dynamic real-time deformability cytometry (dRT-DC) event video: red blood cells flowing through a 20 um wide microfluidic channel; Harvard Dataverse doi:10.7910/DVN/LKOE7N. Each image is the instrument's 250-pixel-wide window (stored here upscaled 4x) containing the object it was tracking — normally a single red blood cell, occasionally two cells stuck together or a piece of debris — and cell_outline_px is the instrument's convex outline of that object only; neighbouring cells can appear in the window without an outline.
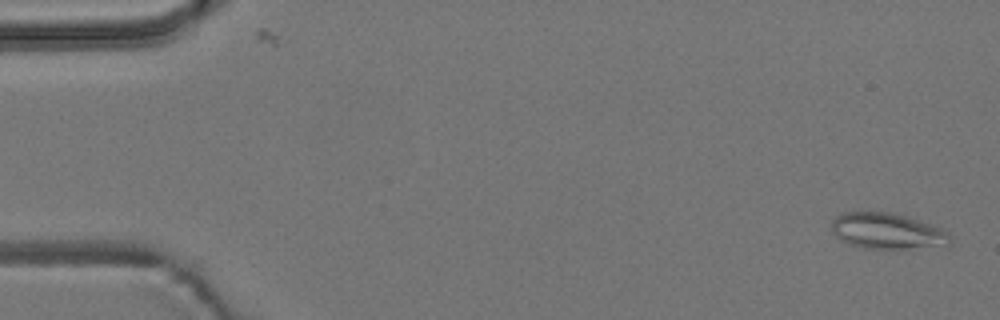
{"species": "common noctule bat (a hibernating species)", "species_latin": "Nyctalus noctula", "temperature_condition": "room temperature", "stored_images_in_passage": 5, "camera_frame_rate_fps": 3000, "um_per_image_px": 0.085, "animal": {"sex": "male", "body_mass_g": 19.2, "forearm_length_mm": 51.8}, "frame": {"image": 1, "passage_image": 1, "time_ms": 0.0, "image_size_px": [1000, 320], "cell_outline_px": [[952, 240], [948, 248], [864, 248], [848, 244], [840, 240], [832, 232], [832, 220], [840, 212], [892, 212], [908, 216], [944, 228], [952, 236]], "centroid_in_image_um": [75.51, 19.65], "position_along_channel_um": 9.5, "area_um2": 25.61}}